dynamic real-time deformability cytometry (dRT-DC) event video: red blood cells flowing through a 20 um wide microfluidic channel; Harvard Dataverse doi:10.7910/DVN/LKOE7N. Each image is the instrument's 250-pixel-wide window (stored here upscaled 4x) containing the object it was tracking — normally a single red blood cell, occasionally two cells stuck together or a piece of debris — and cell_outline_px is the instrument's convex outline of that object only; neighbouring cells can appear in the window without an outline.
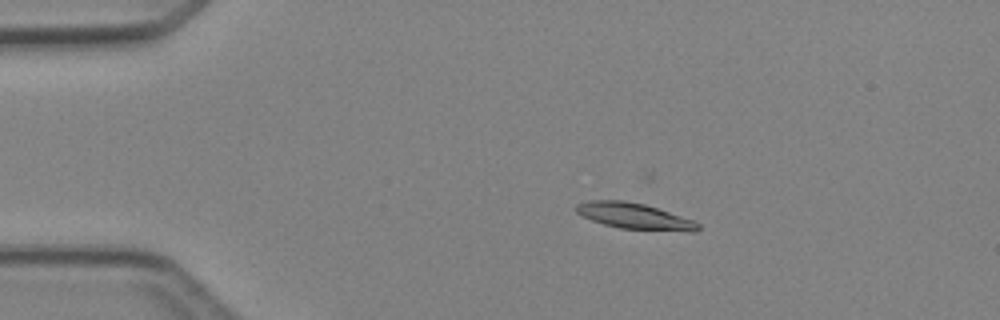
{"species": "Egyptian fruit bat (a non-hibernating species)", "species_latin": "Rousettus aegyptiacus", "temperature_condition": "cold", "stored_images_in_passage": 41, "camera_frame_rate_fps": 3000, "um_per_image_px": 0.085, "animal": {"sex": "female"}, "frame": {"image": 1, "passage_image": 1, "time_ms": 0.0, "image_size_px": [1000, 320], "cell_outline_px": [[700, 228], [696, 232], [692, 232], [620, 228], [604, 224], [592, 220], [576, 212], [576, 204], [588, 200], [624, 200], [644, 204], [692, 220], [700, 224]], "centroid_in_image_um": [53.92, 18.37], "position_along_channel_um": 31.1, "area_um2": 18.26}}
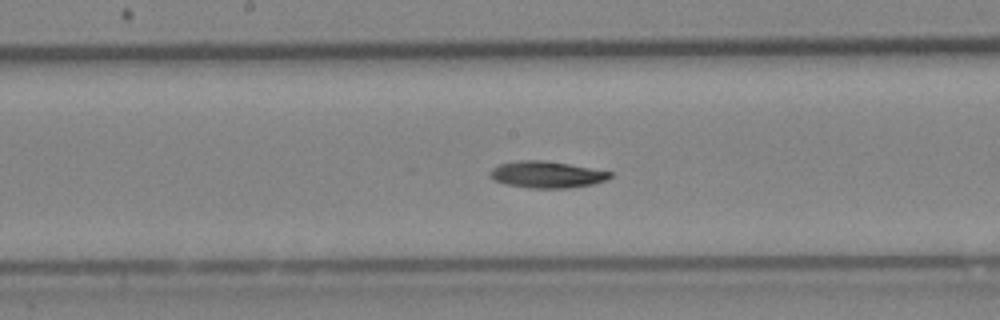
{"frame": {"image": 2, "passage_image": 17, "time_ms": 5.333, "image_size_px": [1000, 320], "cell_outline_px": [[612, 176], [608, 180], [592, 184], [568, 188], [528, 188], [508, 184], [496, 180], [488, 176], [488, 172], [492, 168], [500, 164], [520, 160], [544, 160], [568, 164], [612, 172]], "centroid_in_image_um": [46.47, 14.84], "position_along_channel_um": 201.7, "area_um2": 18.55}}
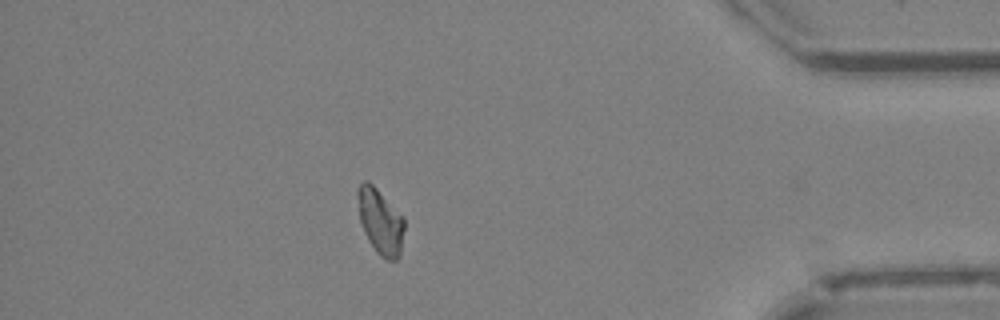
{"frame": {"image": 3, "passage_image": 34, "time_ms": 11.0, "image_size_px": [1000, 320], "cell_outline_px": [[404, 228], [400, 252], [396, 260], [384, 260], [376, 252], [368, 240], [364, 232], [360, 220], [356, 196], [356, 192], [360, 184], [364, 180], [368, 180], [376, 188], [404, 220]], "centroid_in_image_um": [32.29, 18.84], "position_along_channel_um": 402.9, "area_um2": 17.46}, "authors_computed_cell_mechanics": {"area_um2": 17.8602, "velocity_mm_per_s": 4.2481, "shape_relaxation_time_tau1_ms": 6.4774, "shape_relaxation_time_tau2_ms": null, "deformation_change_tau1": 0.1433, "deformation_change_tau2": null}}